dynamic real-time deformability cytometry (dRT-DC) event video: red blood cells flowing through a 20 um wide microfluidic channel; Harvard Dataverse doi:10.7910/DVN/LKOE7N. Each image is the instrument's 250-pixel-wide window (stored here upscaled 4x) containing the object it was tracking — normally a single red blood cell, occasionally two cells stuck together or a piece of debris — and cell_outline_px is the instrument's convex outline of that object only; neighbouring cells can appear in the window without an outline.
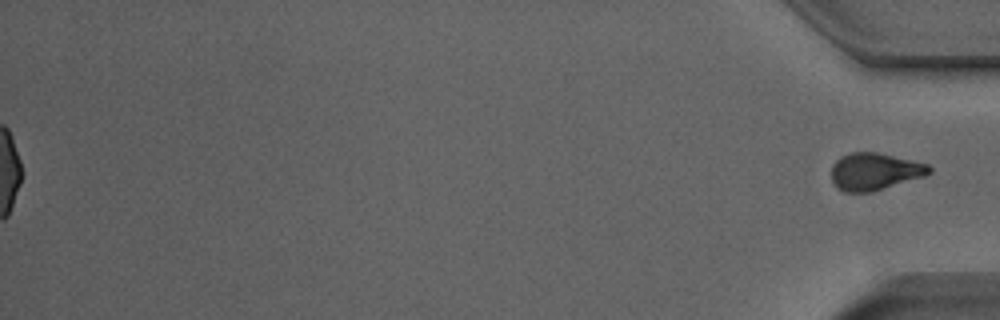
{"species": "Egyptian fruit bat (a non-hibernating species)", "species_latin": "Rousettus aegyptiacus", "temperature_condition": "room temperature", "stored_images_in_passage": 51, "segment_of_instrument_passage": [2, 2], "camera_frame_rate_fps": 3000, "um_per_image_px": 0.085, "animal": {"sex": "male"}, "frame": {"image": 1, "passage_image": 51, "time_ms": 16.667, "image_size_px": [1000, 320], "cell_outline_px": [[932, 172], [924, 176], [872, 192], [844, 192], [836, 188], [832, 180], [832, 164], [840, 156], [848, 152], [876, 152], [912, 160], [928, 164], [932, 168]], "centroid_in_image_um": [74.32, 14.57], "position_along_channel_um": 360.9, "area_um2": 21.33}}